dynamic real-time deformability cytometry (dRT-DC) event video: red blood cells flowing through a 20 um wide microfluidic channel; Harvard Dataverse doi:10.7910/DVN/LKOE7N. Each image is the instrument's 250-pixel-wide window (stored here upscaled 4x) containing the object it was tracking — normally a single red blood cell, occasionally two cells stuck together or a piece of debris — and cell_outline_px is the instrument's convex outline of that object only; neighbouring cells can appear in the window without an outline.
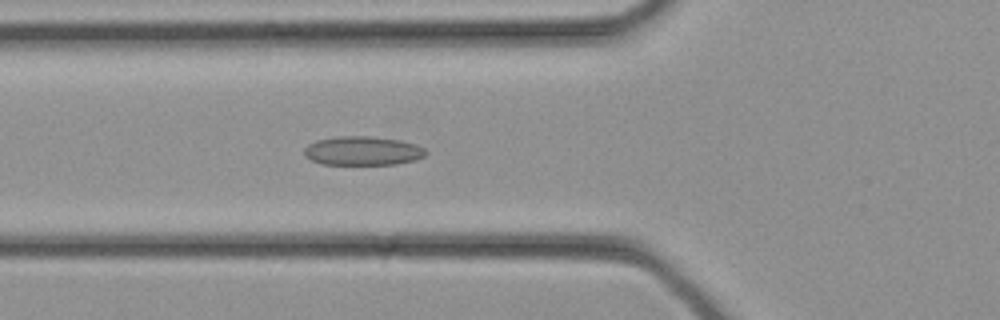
{"species": "common noctule bat (a hibernating species)", "species_latin": "Nyctalus noctula", "temperature_condition": "cold", "stored_images_in_passage": 30, "camera_frame_rate_fps": 3000, "um_per_image_px": 0.085, "animal": {"sex": "female", "body_mass_g": 21.9}, "frame": {"image": 1, "passage_image": 9, "time_ms": 2.667, "image_size_px": [1000, 320], "cell_outline_px": [[428, 152], [424, 156], [412, 160], [396, 164], [320, 164], [304, 156], [304, 148], [308, 144], [316, 140], [336, 136], [368, 136], [400, 140], [416, 144], [424, 148]], "centroid_in_image_um": [30.8, 12.81], "position_along_channel_um": 95.0, "area_um2": 20.52}}
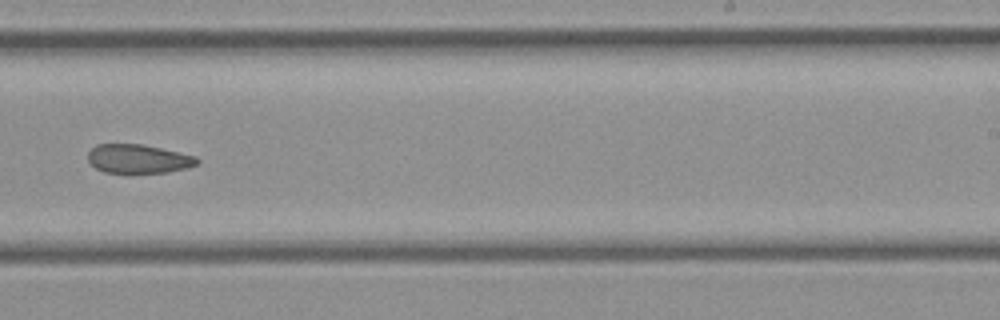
{"frame": {"image": 2, "passage_image": 18, "time_ms": 5.667, "image_size_px": [1000, 320], "cell_outline_px": [[200, 164], [188, 168], [168, 172], [128, 176], [104, 172], [88, 164], [88, 152], [96, 144], [144, 144], [196, 156], [200, 160]], "centroid_in_image_um": [11.75, 13.55], "position_along_channel_um": 277.2, "area_um2": 19.42}}
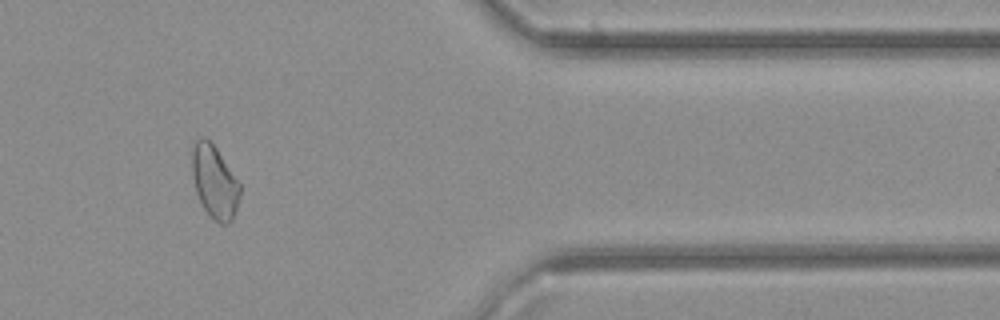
{"frame": {"image": 3, "passage_image": 25, "time_ms": 8.0, "image_size_px": [1000, 320], "cell_outline_px": [[240, 196], [232, 220], [228, 224], [220, 224], [204, 208], [196, 192], [192, 176], [192, 144], [196, 136], [204, 136], [216, 148], [240, 184]], "centroid_in_image_um": [18.21, 15.41], "position_along_channel_um": 393.2, "area_um2": 20.23}}